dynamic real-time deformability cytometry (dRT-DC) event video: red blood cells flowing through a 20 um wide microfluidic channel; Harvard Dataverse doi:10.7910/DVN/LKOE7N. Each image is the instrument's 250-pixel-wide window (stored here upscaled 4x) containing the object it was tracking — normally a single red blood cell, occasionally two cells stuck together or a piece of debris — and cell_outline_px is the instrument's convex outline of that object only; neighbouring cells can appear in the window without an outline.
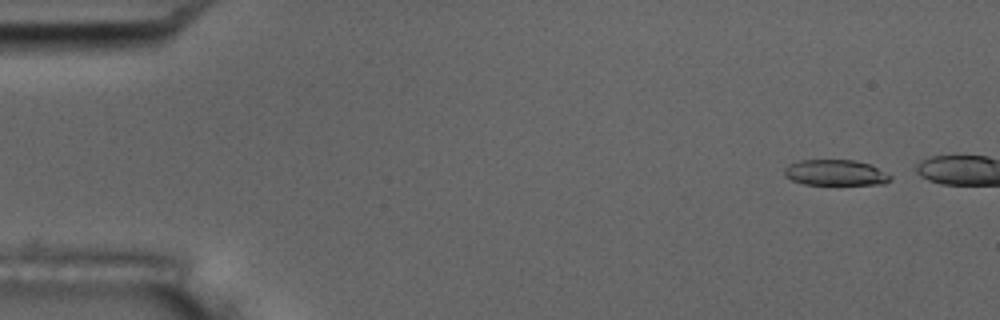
{"species": "common noctule bat (a hibernating species)", "species_latin": "Nyctalus noctula", "temperature_condition": "room temperature", "stored_images_in_passage": 6, "camera_frame_rate_fps": 3000, "um_per_image_px": 0.085, "animal": {"sex": "male", "body_mass_g": 17.5, "forearm_length_mm": 52.3}, "frame": {"image": 1, "passage_image": 1, "time_ms": 0.0, "image_size_px": [1000, 320], "cell_outline_px": [[892, 180], [884, 184], [804, 184], [792, 180], [784, 176], [784, 168], [788, 164], [800, 160], [856, 160], [872, 164], [892, 176]], "centroid_in_image_um": [71.03, 14.67], "position_along_channel_um": 14.0, "area_um2": 16.07}}